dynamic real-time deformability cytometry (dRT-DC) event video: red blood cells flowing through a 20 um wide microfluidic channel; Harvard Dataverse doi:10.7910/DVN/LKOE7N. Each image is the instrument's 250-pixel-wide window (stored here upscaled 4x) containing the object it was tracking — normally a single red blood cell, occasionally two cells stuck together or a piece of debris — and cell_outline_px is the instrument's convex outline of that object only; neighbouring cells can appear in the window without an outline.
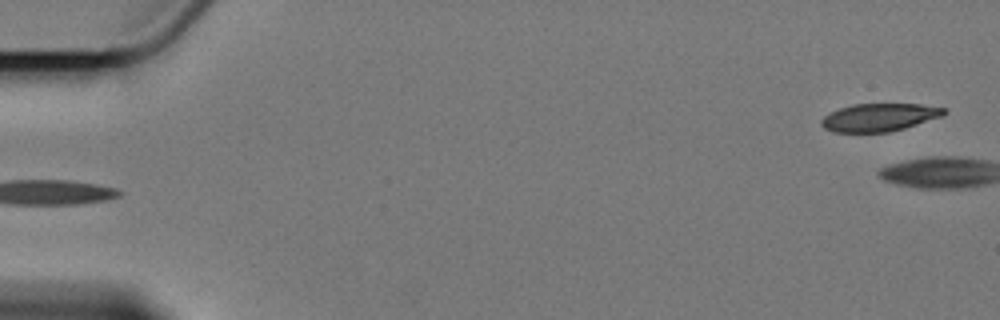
{"species": "Egyptian fruit bat (a non-hibernating species)", "species_latin": "Rousettus aegyptiacus", "temperature_condition": "cold", "stored_images_in_passage": 5, "segment_of_instrument_passage": [2, 2], "camera_frame_rate_fps": 3000, "um_per_image_px": 0.085, "animal": {"sex": "female"}, "frame": {"image": 1, "passage_image": 5, "time_ms": 5.667, "image_size_px": [1000, 320], "cell_outline_px": [[948, 112], [944, 116], [904, 128], [888, 132], [836, 132], [824, 128], [820, 124], [820, 120], [824, 116], [840, 108], [852, 104], [920, 104], [944, 108]], "centroid_in_image_um": [74.76, 9.97], "position_along_channel_um": 10.2, "area_um2": 19.88}}